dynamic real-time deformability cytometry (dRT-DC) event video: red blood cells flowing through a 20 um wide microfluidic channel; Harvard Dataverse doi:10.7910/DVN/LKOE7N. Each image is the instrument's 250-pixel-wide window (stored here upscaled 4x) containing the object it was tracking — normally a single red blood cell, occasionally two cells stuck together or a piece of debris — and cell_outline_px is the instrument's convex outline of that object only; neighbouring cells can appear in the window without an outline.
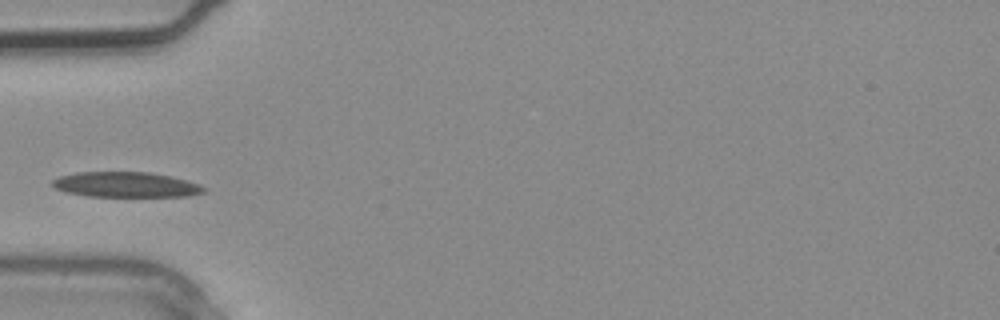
{"species": "common noctule bat (a hibernating species)", "species_latin": "Nyctalus noctula", "temperature_condition": "warm", "stored_images_in_passage": 1, "camera_frame_rate_fps": 3000, "um_per_image_px": 0.085, "animal": {"sex": "male", "body_mass_g": 20.4}, "frame": {"image": 1, "passage_image": 1, "time_ms": 0.0, "image_size_px": [1000, 320], "cell_outline_px": [[208, 188], [204, 192], [188, 196], [88, 196], [68, 192], [56, 188], [52, 184], [52, 180], [60, 176], [76, 172], [148, 172], [168, 176], [200, 184]], "centroid_in_image_um": [10.71, 15.69], "position_along_channel_um": 74.3, "area_um2": 22.02}}